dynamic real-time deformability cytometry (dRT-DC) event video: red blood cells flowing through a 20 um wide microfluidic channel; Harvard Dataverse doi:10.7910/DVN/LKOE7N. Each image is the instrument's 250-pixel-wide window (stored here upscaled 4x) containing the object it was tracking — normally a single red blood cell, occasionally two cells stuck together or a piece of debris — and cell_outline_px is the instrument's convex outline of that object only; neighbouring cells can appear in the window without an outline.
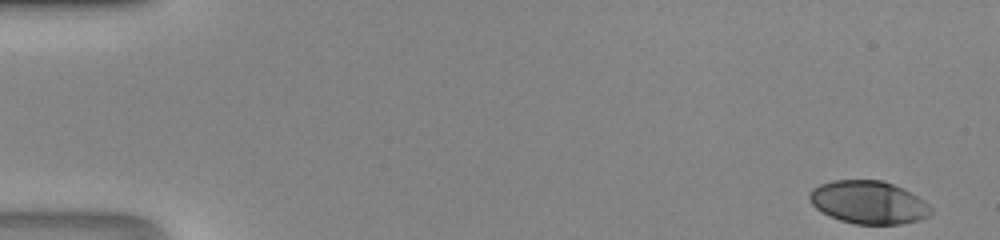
{"species": "human", "species_latin": "Homo sapiens", "temperature_condition": "room temperature", "stored_images_in_passage": 46, "camera_frame_rate_fps": 3000, "um_per_image_px": 0.085, "donor": {"sex": "male"}, "frame": {"image": 1, "passage_image": 1, "time_ms": 0.0, "image_size_px": [1000, 240], "cell_outline_px": [[932, 212], [928, 216], [920, 220], [900, 224], [856, 224], [840, 220], [828, 216], [816, 208], [808, 200], [808, 192], [812, 188], [820, 184], [832, 180], [884, 180], [924, 200], [932, 208]], "centroid_in_image_um": [73.78, 17.2], "position_along_channel_um": 11.2, "area_um2": 30.46}}
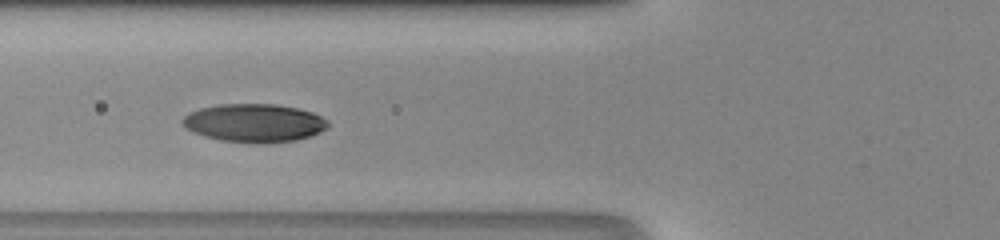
{"frame": {"image": 2, "passage_image": 18, "time_ms": 5.667, "image_size_px": [1000, 240], "cell_outline_px": [[328, 128], [320, 132], [296, 140], [220, 140], [192, 132], [184, 128], [180, 124], [180, 120], [188, 112], [200, 108], [220, 104], [276, 104], [296, 108], [312, 112], [328, 120]], "centroid_in_image_um": [21.55, 10.4], "position_along_channel_um": 104.3, "area_um2": 31.56}}
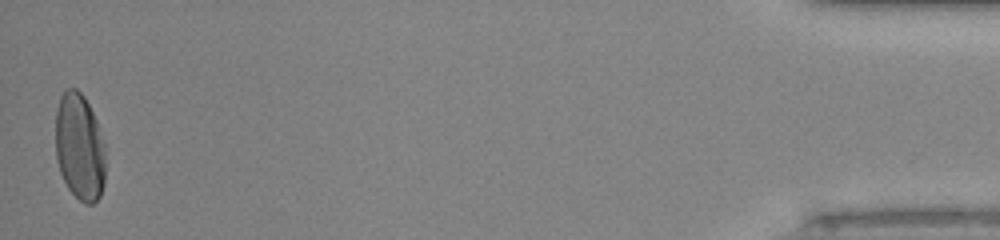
{"frame": {"image": 3, "passage_image": 46, "time_ms": 15.0, "image_size_px": [1000, 240], "cell_outline_px": [[104, 184], [100, 196], [92, 204], [84, 204], [68, 188], [60, 172], [56, 160], [56, 108], [60, 96], [64, 88], [76, 88], [84, 96], [96, 120], [104, 144]], "centroid_in_image_um": [6.75, 12.47], "position_along_channel_um": 428.5, "area_um2": 31.15}}